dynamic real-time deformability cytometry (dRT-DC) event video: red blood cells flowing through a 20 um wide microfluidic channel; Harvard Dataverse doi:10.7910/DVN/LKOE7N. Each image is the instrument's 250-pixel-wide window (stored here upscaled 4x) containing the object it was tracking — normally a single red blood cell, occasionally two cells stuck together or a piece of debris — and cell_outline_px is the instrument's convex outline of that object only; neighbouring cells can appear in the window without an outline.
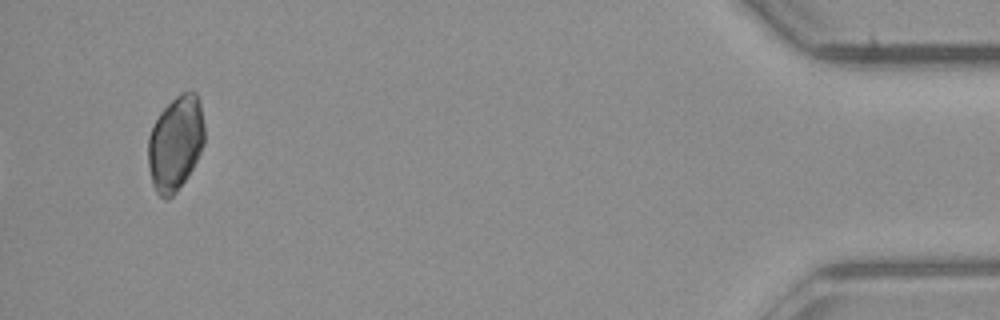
{"species": "common noctule bat (a hibernating species)", "species_latin": "Nyctalus noctula", "temperature_condition": "room temperature", "stored_images_in_passage": 17, "camera_frame_rate_fps": 3000, "um_per_image_px": 0.085, "animal": {"sex": "male", "body_mass_g": 23.1, "forearm_length_mm": 52.7}, "frame": {"image": 1, "passage_image": 17, "time_ms": 5.333, "image_size_px": [1000, 320], "cell_outline_px": [[204, 144], [188, 176], [176, 192], [168, 200], [164, 200], [156, 192], [152, 184], [148, 168], [148, 136], [160, 112], [180, 92], [196, 92], [200, 100], [204, 124]], "centroid_in_image_um": [14.91, 12.19], "position_along_channel_um": 420.3, "area_um2": 31.27}}